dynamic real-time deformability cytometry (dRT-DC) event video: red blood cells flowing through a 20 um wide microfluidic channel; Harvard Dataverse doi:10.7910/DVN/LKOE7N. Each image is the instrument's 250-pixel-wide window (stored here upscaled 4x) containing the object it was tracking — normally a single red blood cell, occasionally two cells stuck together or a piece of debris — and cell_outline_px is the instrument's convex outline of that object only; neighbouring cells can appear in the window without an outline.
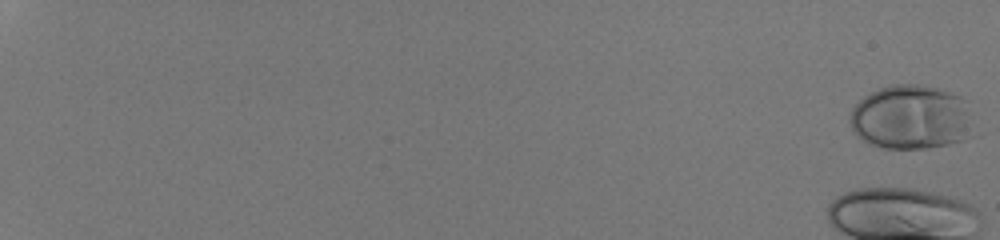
{"species": "human", "species_latin": "Homo sapiens", "temperature_condition": "room temperature", "stored_images_in_passage": 35, "camera_frame_rate_fps": 3000, "um_per_image_px": 0.085, "donor": {"sex": "male"}, "frame": {"image": 1, "passage_image": 1, "time_ms": 0.0, "image_size_px": [1000, 240], "cell_outline_px": [[984, 132], [980, 136], [948, 144], [928, 148], [880, 148], [868, 144], [856, 136], [852, 132], [848, 120], [852, 108], [864, 96], [880, 88], [892, 84], [916, 84], [940, 88], [960, 96], [968, 100]], "centroid_in_image_um": [77.63, 10.0], "position_along_channel_um": 7.4, "area_um2": 48.9}}